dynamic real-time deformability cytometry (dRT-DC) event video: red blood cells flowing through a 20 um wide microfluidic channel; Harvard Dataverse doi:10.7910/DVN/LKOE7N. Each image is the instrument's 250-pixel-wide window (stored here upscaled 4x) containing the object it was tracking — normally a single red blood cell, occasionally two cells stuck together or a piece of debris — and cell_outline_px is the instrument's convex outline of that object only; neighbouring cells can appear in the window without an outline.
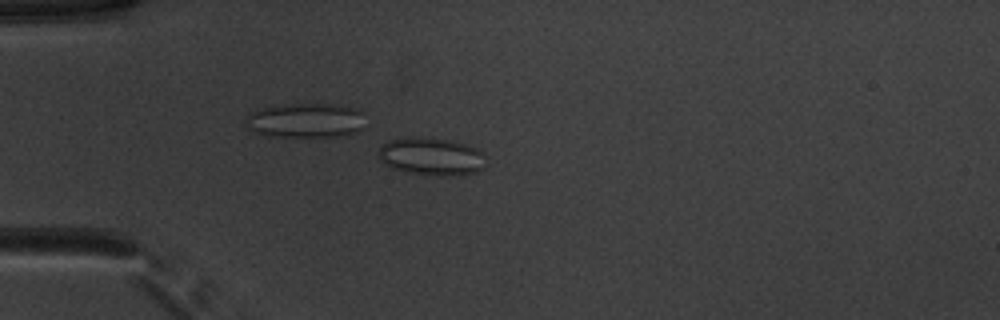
{"species": "common noctule bat (a hibernating species)", "species_latin": "Nyctalus noctula", "temperature_condition": "warm", "stored_images_in_passage": 51, "camera_frame_rate_fps": 3000, "um_per_image_px": 0.085, "animal": {"sex": "male", "body_mass_g": 20.1, "forearm_length_mm": 53.5}, "frame": {"image": 1, "passage_image": 14, "time_ms": 4.333, "image_size_px": [1000, 320], "cell_outline_px": [[484, 168], [476, 172], [464, 176], [440, 176], [404, 172], [388, 168], [380, 160], [376, 152], [380, 144], [388, 140], [412, 136], [452, 140], [468, 144], [484, 152]], "centroid_in_image_um": [36.63, 13.3], "position_along_channel_um": 48.4, "area_um2": 24.51}}
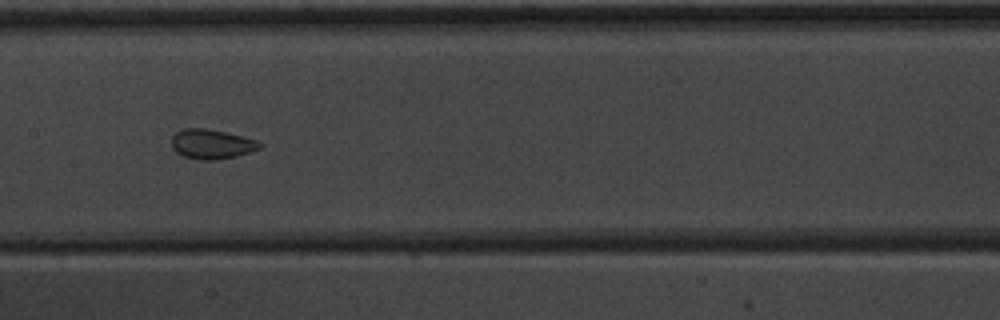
{"frame": {"image": 2, "passage_image": 26, "time_ms": 8.333, "image_size_px": [1000, 320], "cell_outline_px": [[264, 144], [260, 148], [236, 156], [212, 160], [200, 160], [184, 156], [176, 152], [172, 148], [172, 136], [176, 132], [184, 128], [204, 128], [224, 132], [256, 140]], "centroid_in_image_um": [17.96, 12.25], "position_along_channel_um": 189.4, "area_um2": 15.03}}
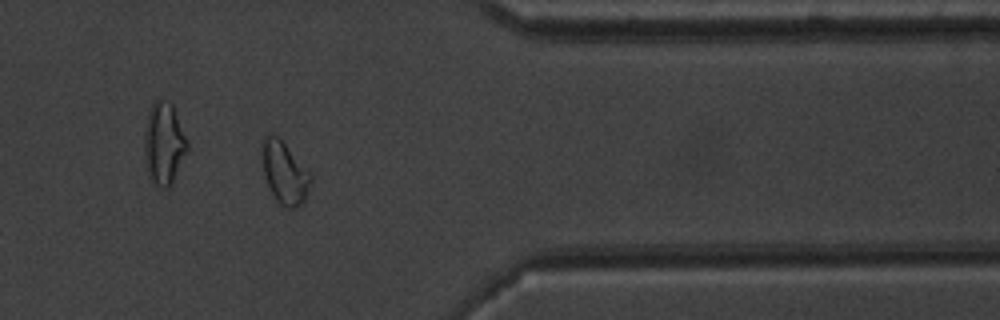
{"frame": {"image": 3, "passage_image": 42, "time_ms": 13.667, "image_size_px": [1000, 320], "cell_outline_px": [[312, 184], [304, 200], [296, 208], [288, 208], [280, 204], [276, 200], [264, 176], [260, 148], [260, 144], [264, 136], [268, 132], [272, 132], [284, 144], [312, 176]], "centroid_in_image_um": [24.15, 14.66], "position_along_channel_um": 387.3, "area_um2": 17.57}, "authors_computed_cell_mechanics": {"area_um2": 17.629, "velocity_mm_per_s": 3.9595, "shape_relaxation_time_tau1_ms": 5.2976, "shape_relaxation_time_tau2_ms": 0.9563, "deformation_change_tau1": 0.0672, "deformation_change_tau2": 0.0487}}